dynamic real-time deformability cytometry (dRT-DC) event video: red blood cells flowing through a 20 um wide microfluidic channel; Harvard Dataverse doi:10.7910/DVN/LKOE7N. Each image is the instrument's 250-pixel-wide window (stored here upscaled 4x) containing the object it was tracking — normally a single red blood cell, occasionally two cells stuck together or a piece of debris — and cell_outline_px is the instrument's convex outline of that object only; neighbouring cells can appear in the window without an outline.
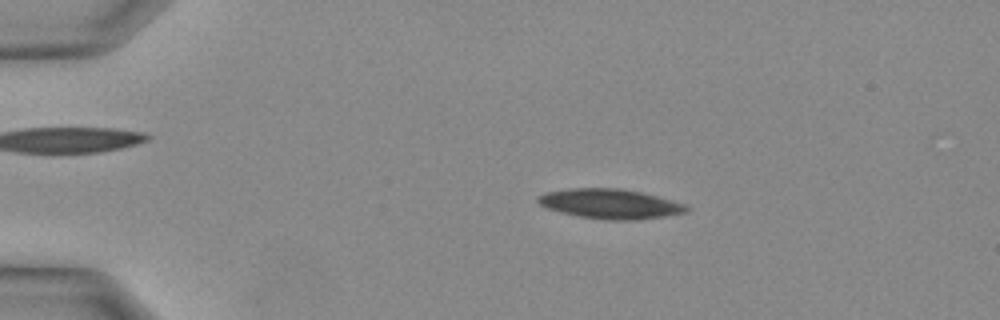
{"species": "Egyptian fruit bat (a non-hibernating species)", "species_latin": "Rousettus aegyptiacus", "temperature_condition": "warm", "stored_images_in_passage": 33, "camera_frame_rate_fps": 3000, "um_per_image_px": 0.085, "animal": {"sex": "female"}, "frame": {"image": 1, "passage_image": 6, "time_ms": 1.667, "image_size_px": [1000, 320], "cell_outline_px": [[688, 208], [684, 212], [664, 216], [636, 220], [608, 220], [580, 216], [548, 208], [540, 204], [536, 200], [536, 196], [548, 192], [568, 188], [620, 188], [640, 192], [656, 196], [684, 204]], "centroid_in_image_um": [51.82, 17.32], "position_along_channel_um": 33.2, "area_um2": 25.26}}
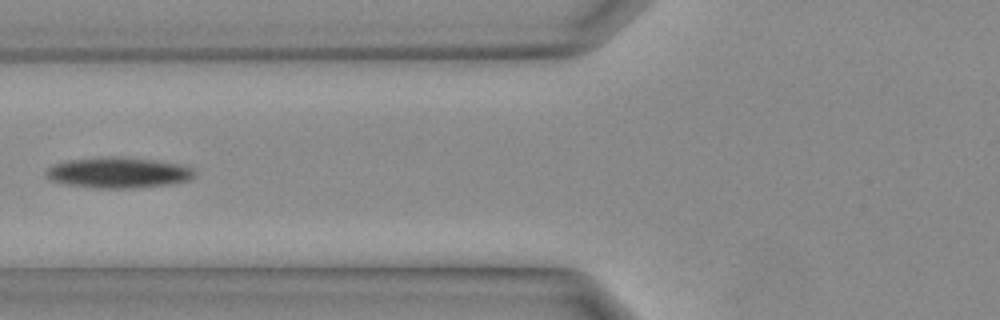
{"frame": {"image": 2, "passage_image": 13, "time_ms": 4.0, "image_size_px": [1000, 320], "cell_outline_px": [[196, 176], [188, 180], [172, 184], [128, 188], [100, 188], [68, 184], [52, 180], [44, 172], [52, 164], [68, 160], [100, 156], [124, 156], [188, 164], [196, 172]], "centroid_in_image_um": [10.13, 14.64], "position_along_channel_um": 115.7, "area_um2": 26.99}}
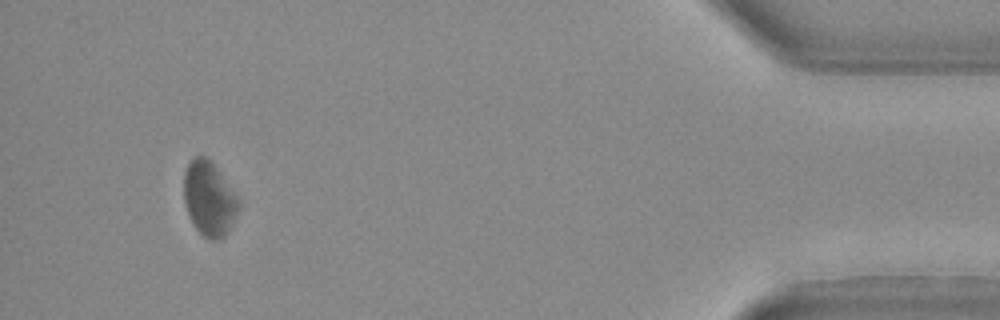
{"frame": {"image": 3, "passage_image": 31, "time_ms": 10.0, "image_size_px": [1000, 320], "cell_outline_px": [[240, 208], [224, 236], [216, 240], [208, 240], [196, 228], [188, 212], [184, 200], [184, 172], [188, 164], [196, 156], [204, 156], [216, 168], [240, 200]], "centroid_in_image_um": [17.78, 16.9], "position_along_channel_um": 417.4, "area_um2": 23.18}}